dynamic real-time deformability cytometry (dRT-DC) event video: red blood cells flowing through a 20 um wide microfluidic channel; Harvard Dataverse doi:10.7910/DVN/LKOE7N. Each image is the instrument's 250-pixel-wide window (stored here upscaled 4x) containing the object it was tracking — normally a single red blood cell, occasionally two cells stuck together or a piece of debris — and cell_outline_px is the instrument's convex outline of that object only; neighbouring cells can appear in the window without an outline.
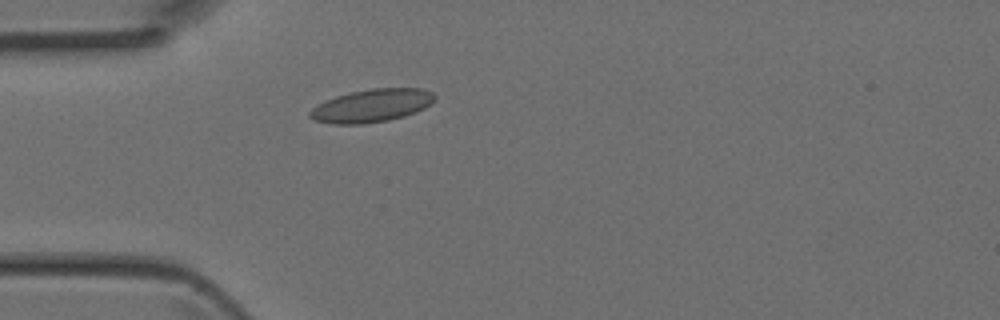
{"species": "Egyptian fruit bat (a non-hibernating species)", "species_latin": "Rousettus aegyptiacus", "temperature_condition": "room temperature", "stored_images_in_passage": 1, "camera_frame_rate_fps": 3000, "um_per_image_px": 0.085, "animal": {"sex": "female"}, "frame": {"image": 1, "passage_image": 1, "time_ms": 0.0, "image_size_px": [1000, 320], "cell_outline_px": [[436, 100], [424, 108], [416, 112], [404, 116], [388, 120], [364, 124], [332, 124], [312, 120], [308, 116], [308, 112], [312, 108], [336, 96], [348, 92], [372, 88], [424, 88], [432, 92], [436, 96]], "centroid_in_image_um": [31.61, 8.98], "position_along_channel_um": 53.4, "area_um2": 24.16}}